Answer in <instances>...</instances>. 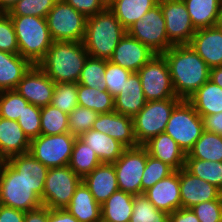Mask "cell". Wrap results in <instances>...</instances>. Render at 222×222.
I'll use <instances>...</instances> for the list:
<instances>
[{"label":"cell","instance_id":"6da1fadb","mask_svg":"<svg viewBox=\"0 0 222 222\" xmlns=\"http://www.w3.org/2000/svg\"><path fill=\"white\" fill-rule=\"evenodd\" d=\"M163 55L177 98L188 100L210 79V67L189 44L173 45Z\"/></svg>","mask_w":222,"mask_h":222},{"label":"cell","instance_id":"7a4b0ae2","mask_svg":"<svg viewBox=\"0 0 222 222\" xmlns=\"http://www.w3.org/2000/svg\"><path fill=\"white\" fill-rule=\"evenodd\" d=\"M88 57L83 42L54 41L37 65L54 83H77Z\"/></svg>","mask_w":222,"mask_h":222},{"label":"cell","instance_id":"3957f363","mask_svg":"<svg viewBox=\"0 0 222 222\" xmlns=\"http://www.w3.org/2000/svg\"><path fill=\"white\" fill-rule=\"evenodd\" d=\"M127 30L107 7L87 17L83 44L90 57L109 60Z\"/></svg>","mask_w":222,"mask_h":222},{"label":"cell","instance_id":"277c9868","mask_svg":"<svg viewBox=\"0 0 222 222\" xmlns=\"http://www.w3.org/2000/svg\"><path fill=\"white\" fill-rule=\"evenodd\" d=\"M14 25L19 54L37 65L46 55L54 40L46 18L37 16H10Z\"/></svg>","mask_w":222,"mask_h":222},{"label":"cell","instance_id":"5b68a950","mask_svg":"<svg viewBox=\"0 0 222 222\" xmlns=\"http://www.w3.org/2000/svg\"><path fill=\"white\" fill-rule=\"evenodd\" d=\"M0 205L24 212L43 206L41 198L7 161L0 170Z\"/></svg>","mask_w":222,"mask_h":222},{"label":"cell","instance_id":"8992f818","mask_svg":"<svg viewBox=\"0 0 222 222\" xmlns=\"http://www.w3.org/2000/svg\"><path fill=\"white\" fill-rule=\"evenodd\" d=\"M180 98L151 100L132 118L134 134L138 145H144L151 138L164 133L174 107Z\"/></svg>","mask_w":222,"mask_h":222},{"label":"cell","instance_id":"52a82bcc","mask_svg":"<svg viewBox=\"0 0 222 222\" xmlns=\"http://www.w3.org/2000/svg\"><path fill=\"white\" fill-rule=\"evenodd\" d=\"M203 131V119L188 100H181L174 107L165 129L186 155Z\"/></svg>","mask_w":222,"mask_h":222},{"label":"cell","instance_id":"ba28073f","mask_svg":"<svg viewBox=\"0 0 222 222\" xmlns=\"http://www.w3.org/2000/svg\"><path fill=\"white\" fill-rule=\"evenodd\" d=\"M46 22L54 41L83 42L87 17L64 0L56 1L46 16Z\"/></svg>","mask_w":222,"mask_h":222},{"label":"cell","instance_id":"9c48e42d","mask_svg":"<svg viewBox=\"0 0 222 222\" xmlns=\"http://www.w3.org/2000/svg\"><path fill=\"white\" fill-rule=\"evenodd\" d=\"M81 182L82 178L69 165L49 168L41 198L43 206L49 209H65Z\"/></svg>","mask_w":222,"mask_h":222},{"label":"cell","instance_id":"30bf717a","mask_svg":"<svg viewBox=\"0 0 222 222\" xmlns=\"http://www.w3.org/2000/svg\"><path fill=\"white\" fill-rule=\"evenodd\" d=\"M127 33L156 54H163L174 44L168 39L165 19L159 4L132 24Z\"/></svg>","mask_w":222,"mask_h":222},{"label":"cell","instance_id":"8fae6325","mask_svg":"<svg viewBox=\"0 0 222 222\" xmlns=\"http://www.w3.org/2000/svg\"><path fill=\"white\" fill-rule=\"evenodd\" d=\"M137 73L147 101L177 98L163 54L154 55Z\"/></svg>","mask_w":222,"mask_h":222},{"label":"cell","instance_id":"7c38bea8","mask_svg":"<svg viewBox=\"0 0 222 222\" xmlns=\"http://www.w3.org/2000/svg\"><path fill=\"white\" fill-rule=\"evenodd\" d=\"M75 135L66 132L59 135H43L31 140L29 152L48 168L69 165Z\"/></svg>","mask_w":222,"mask_h":222},{"label":"cell","instance_id":"4fadbf2b","mask_svg":"<svg viewBox=\"0 0 222 222\" xmlns=\"http://www.w3.org/2000/svg\"><path fill=\"white\" fill-rule=\"evenodd\" d=\"M148 151L143 145L126 148L113 163L119 190L132 195L142 194V174L146 167Z\"/></svg>","mask_w":222,"mask_h":222},{"label":"cell","instance_id":"5bb4252c","mask_svg":"<svg viewBox=\"0 0 222 222\" xmlns=\"http://www.w3.org/2000/svg\"><path fill=\"white\" fill-rule=\"evenodd\" d=\"M165 19L168 39L174 45L189 44L196 28L193 26L183 0H159Z\"/></svg>","mask_w":222,"mask_h":222},{"label":"cell","instance_id":"9a60e30c","mask_svg":"<svg viewBox=\"0 0 222 222\" xmlns=\"http://www.w3.org/2000/svg\"><path fill=\"white\" fill-rule=\"evenodd\" d=\"M55 83L38 66L32 65L19 81L16 91L30 104L38 107L50 105Z\"/></svg>","mask_w":222,"mask_h":222},{"label":"cell","instance_id":"2e32d148","mask_svg":"<svg viewBox=\"0 0 222 222\" xmlns=\"http://www.w3.org/2000/svg\"><path fill=\"white\" fill-rule=\"evenodd\" d=\"M154 55H156V53L149 47L126 32L114 49L109 61L135 73Z\"/></svg>","mask_w":222,"mask_h":222},{"label":"cell","instance_id":"e0dca14e","mask_svg":"<svg viewBox=\"0 0 222 222\" xmlns=\"http://www.w3.org/2000/svg\"><path fill=\"white\" fill-rule=\"evenodd\" d=\"M155 208L172 213L181 208L180 170L158 181L143 193Z\"/></svg>","mask_w":222,"mask_h":222},{"label":"cell","instance_id":"ac0fdd59","mask_svg":"<svg viewBox=\"0 0 222 222\" xmlns=\"http://www.w3.org/2000/svg\"><path fill=\"white\" fill-rule=\"evenodd\" d=\"M222 192L210 183L189 173L185 168L180 169L181 208L190 209L195 205L217 200Z\"/></svg>","mask_w":222,"mask_h":222},{"label":"cell","instance_id":"d6986e66","mask_svg":"<svg viewBox=\"0 0 222 222\" xmlns=\"http://www.w3.org/2000/svg\"><path fill=\"white\" fill-rule=\"evenodd\" d=\"M92 129L109 135L126 148L139 146L134 134L132 117L119 114L116 111L99 114Z\"/></svg>","mask_w":222,"mask_h":222},{"label":"cell","instance_id":"ffe728a7","mask_svg":"<svg viewBox=\"0 0 222 222\" xmlns=\"http://www.w3.org/2000/svg\"><path fill=\"white\" fill-rule=\"evenodd\" d=\"M189 45L210 67L222 66V30L217 27L197 29Z\"/></svg>","mask_w":222,"mask_h":222},{"label":"cell","instance_id":"44dd1931","mask_svg":"<svg viewBox=\"0 0 222 222\" xmlns=\"http://www.w3.org/2000/svg\"><path fill=\"white\" fill-rule=\"evenodd\" d=\"M82 181L88 187L95 201L100 205L118 191L117 175L113 164L102 163Z\"/></svg>","mask_w":222,"mask_h":222},{"label":"cell","instance_id":"7402d4cb","mask_svg":"<svg viewBox=\"0 0 222 222\" xmlns=\"http://www.w3.org/2000/svg\"><path fill=\"white\" fill-rule=\"evenodd\" d=\"M6 161L21 175L32 190L42 198L49 168L37 160L30 152L15 155Z\"/></svg>","mask_w":222,"mask_h":222},{"label":"cell","instance_id":"603a6c76","mask_svg":"<svg viewBox=\"0 0 222 222\" xmlns=\"http://www.w3.org/2000/svg\"><path fill=\"white\" fill-rule=\"evenodd\" d=\"M30 143L17 121L0 117V156L5 161L15 155L28 153Z\"/></svg>","mask_w":222,"mask_h":222},{"label":"cell","instance_id":"cb8c5ba5","mask_svg":"<svg viewBox=\"0 0 222 222\" xmlns=\"http://www.w3.org/2000/svg\"><path fill=\"white\" fill-rule=\"evenodd\" d=\"M143 146L151 157L161 160L174 170L184 168L186 154L177 142L165 132L151 138Z\"/></svg>","mask_w":222,"mask_h":222},{"label":"cell","instance_id":"d4e9b609","mask_svg":"<svg viewBox=\"0 0 222 222\" xmlns=\"http://www.w3.org/2000/svg\"><path fill=\"white\" fill-rule=\"evenodd\" d=\"M146 102L140 77L135 72L125 81L121 92L114 97V111L133 118Z\"/></svg>","mask_w":222,"mask_h":222},{"label":"cell","instance_id":"484cf974","mask_svg":"<svg viewBox=\"0 0 222 222\" xmlns=\"http://www.w3.org/2000/svg\"><path fill=\"white\" fill-rule=\"evenodd\" d=\"M32 65L19 53L0 51V91L16 89Z\"/></svg>","mask_w":222,"mask_h":222},{"label":"cell","instance_id":"4316f807","mask_svg":"<svg viewBox=\"0 0 222 222\" xmlns=\"http://www.w3.org/2000/svg\"><path fill=\"white\" fill-rule=\"evenodd\" d=\"M65 209L79 222H101V205L95 201L83 181Z\"/></svg>","mask_w":222,"mask_h":222},{"label":"cell","instance_id":"83f0119b","mask_svg":"<svg viewBox=\"0 0 222 222\" xmlns=\"http://www.w3.org/2000/svg\"><path fill=\"white\" fill-rule=\"evenodd\" d=\"M79 138L95 151L101 163L113 164L126 149L116 139L93 129L82 133Z\"/></svg>","mask_w":222,"mask_h":222},{"label":"cell","instance_id":"f1b7e54d","mask_svg":"<svg viewBox=\"0 0 222 222\" xmlns=\"http://www.w3.org/2000/svg\"><path fill=\"white\" fill-rule=\"evenodd\" d=\"M188 101L201 117L220 113L222 112V88L209 79Z\"/></svg>","mask_w":222,"mask_h":222},{"label":"cell","instance_id":"f546056e","mask_svg":"<svg viewBox=\"0 0 222 222\" xmlns=\"http://www.w3.org/2000/svg\"><path fill=\"white\" fill-rule=\"evenodd\" d=\"M134 195L122 190L114 192L101 204V222H129L133 212Z\"/></svg>","mask_w":222,"mask_h":222},{"label":"cell","instance_id":"4dcf8cb0","mask_svg":"<svg viewBox=\"0 0 222 222\" xmlns=\"http://www.w3.org/2000/svg\"><path fill=\"white\" fill-rule=\"evenodd\" d=\"M159 0H113L108 8L127 30L132 24L158 4Z\"/></svg>","mask_w":222,"mask_h":222},{"label":"cell","instance_id":"1f68e13d","mask_svg":"<svg viewBox=\"0 0 222 222\" xmlns=\"http://www.w3.org/2000/svg\"><path fill=\"white\" fill-rule=\"evenodd\" d=\"M196 29L214 27L222 0H183Z\"/></svg>","mask_w":222,"mask_h":222},{"label":"cell","instance_id":"d6a6232c","mask_svg":"<svg viewBox=\"0 0 222 222\" xmlns=\"http://www.w3.org/2000/svg\"><path fill=\"white\" fill-rule=\"evenodd\" d=\"M77 97L79 106L89 108L99 114L114 111V97L107 90L78 84Z\"/></svg>","mask_w":222,"mask_h":222},{"label":"cell","instance_id":"836d02e7","mask_svg":"<svg viewBox=\"0 0 222 222\" xmlns=\"http://www.w3.org/2000/svg\"><path fill=\"white\" fill-rule=\"evenodd\" d=\"M101 161L93 149L89 147L79 137L73 145L72 155L69 162V167L80 177L84 178L86 175L91 173Z\"/></svg>","mask_w":222,"mask_h":222},{"label":"cell","instance_id":"e575fe53","mask_svg":"<svg viewBox=\"0 0 222 222\" xmlns=\"http://www.w3.org/2000/svg\"><path fill=\"white\" fill-rule=\"evenodd\" d=\"M186 158L222 162V135L203 131Z\"/></svg>","mask_w":222,"mask_h":222},{"label":"cell","instance_id":"d590c367","mask_svg":"<svg viewBox=\"0 0 222 222\" xmlns=\"http://www.w3.org/2000/svg\"><path fill=\"white\" fill-rule=\"evenodd\" d=\"M184 168L222 192V162L186 158Z\"/></svg>","mask_w":222,"mask_h":222},{"label":"cell","instance_id":"8d00e7d4","mask_svg":"<svg viewBox=\"0 0 222 222\" xmlns=\"http://www.w3.org/2000/svg\"><path fill=\"white\" fill-rule=\"evenodd\" d=\"M69 115L50 105L41 107V134L59 135L69 131Z\"/></svg>","mask_w":222,"mask_h":222},{"label":"cell","instance_id":"74e56055","mask_svg":"<svg viewBox=\"0 0 222 222\" xmlns=\"http://www.w3.org/2000/svg\"><path fill=\"white\" fill-rule=\"evenodd\" d=\"M129 222H169V213L155 208L144 194L134 195Z\"/></svg>","mask_w":222,"mask_h":222},{"label":"cell","instance_id":"f35d334b","mask_svg":"<svg viewBox=\"0 0 222 222\" xmlns=\"http://www.w3.org/2000/svg\"><path fill=\"white\" fill-rule=\"evenodd\" d=\"M106 60L88 57L81 71L78 84L106 90L105 82Z\"/></svg>","mask_w":222,"mask_h":222},{"label":"cell","instance_id":"ab89813d","mask_svg":"<svg viewBox=\"0 0 222 222\" xmlns=\"http://www.w3.org/2000/svg\"><path fill=\"white\" fill-rule=\"evenodd\" d=\"M78 83H55L51 105L68 115L78 106Z\"/></svg>","mask_w":222,"mask_h":222},{"label":"cell","instance_id":"60d3db41","mask_svg":"<svg viewBox=\"0 0 222 222\" xmlns=\"http://www.w3.org/2000/svg\"><path fill=\"white\" fill-rule=\"evenodd\" d=\"M29 102L16 89L0 91V117L17 121Z\"/></svg>","mask_w":222,"mask_h":222},{"label":"cell","instance_id":"b9f144b4","mask_svg":"<svg viewBox=\"0 0 222 222\" xmlns=\"http://www.w3.org/2000/svg\"><path fill=\"white\" fill-rule=\"evenodd\" d=\"M175 170L161 160L147 156L146 167L142 174V194L158 181L172 174Z\"/></svg>","mask_w":222,"mask_h":222},{"label":"cell","instance_id":"7bdbcfd3","mask_svg":"<svg viewBox=\"0 0 222 222\" xmlns=\"http://www.w3.org/2000/svg\"><path fill=\"white\" fill-rule=\"evenodd\" d=\"M57 0H19L8 12L10 16H37L46 18Z\"/></svg>","mask_w":222,"mask_h":222},{"label":"cell","instance_id":"ee69618b","mask_svg":"<svg viewBox=\"0 0 222 222\" xmlns=\"http://www.w3.org/2000/svg\"><path fill=\"white\" fill-rule=\"evenodd\" d=\"M98 115L99 113L78 105L69 114L68 122L70 133L79 137L82 133L92 129Z\"/></svg>","mask_w":222,"mask_h":222},{"label":"cell","instance_id":"f6af8a7d","mask_svg":"<svg viewBox=\"0 0 222 222\" xmlns=\"http://www.w3.org/2000/svg\"><path fill=\"white\" fill-rule=\"evenodd\" d=\"M17 122L31 141L41 135V107L28 104Z\"/></svg>","mask_w":222,"mask_h":222},{"label":"cell","instance_id":"bcb514c9","mask_svg":"<svg viewBox=\"0 0 222 222\" xmlns=\"http://www.w3.org/2000/svg\"><path fill=\"white\" fill-rule=\"evenodd\" d=\"M132 74L129 70L106 60L105 82L106 90L116 97L125 85V81Z\"/></svg>","mask_w":222,"mask_h":222},{"label":"cell","instance_id":"7dc6e473","mask_svg":"<svg viewBox=\"0 0 222 222\" xmlns=\"http://www.w3.org/2000/svg\"><path fill=\"white\" fill-rule=\"evenodd\" d=\"M0 51L19 53L13 22L8 13H0Z\"/></svg>","mask_w":222,"mask_h":222},{"label":"cell","instance_id":"c3c4849f","mask_svg":"<svg viewBox=\"0 0 222 222\" xmlns=\"http://www.w3.org/2000/svg\"><path fill=\"white\" fill-rule=\"evenodd\" d=\"M190 209L200 222H222V195L217 200L205 201Z\"/></svg>","mask_w":222,"mask_h":222},{"label":"cell","instance_id":"681fc988","mask_svg":"<svg viewBox=\"0 0 222 222\" xmlns=\"http://www.w3.org/2000/svg\"><path fill=\"white\" fill-rule=\"evenodd\" d=\"M71 5L77 12L86 17L93 16L108 7L104 0H64Z\"/></svg>","mask_w":222,"mask_h":222},{"label":"cell","instance_id":"f907efd6","mask_svg":"<svg viewBox=\"0 0 222 222\" xmlns=\"http://www.w3.org/2000/svg\"><path fill=\"white\" fill-rule=\"evenodd\" d=\"M204 131L222 135V112L202 116Z\"/></svg>","mask_w":222,"mask_h":222},{"label":"cell","instance_id":"816d5d0a","mask_svg":"<svg viewBox=\"0 0 222 222\" xmlns=\"http://www.w3.org/2000/svg\"><path fill=\"white\" fill-rule=\"evenodd\" d=\"M25 212L0 205V222H24Z\"/></svg>","mask_w":222,"mask_h":222},{"label":"cell","instance_id":"f5cc1de1","mask_svg":"<svg viewBox=\"0 0 222 222\" xmlns=\"http://www.w3.org/2000/svg\"><path fill=\"white\" fill-rule=\"evenodd\" d=\"M169 222H200L191 209L180 208L169 214Z\"/></svg>","mask_w":222,"mask_h":222},{"label":"cell","instance_id":"db71d44e","mask_svg":"<svg viewBox=\"0 0 222 222\" xmlns=\"http://www.w3.org/2000/svg\"><path fill=\"white\" fill-rule=\"evenodd\" d=\"M48 222H79L66 209H49Z\"/></svg>","mask_w":222,"mask_h":222},{"label":"cell","instance_id":"11a10c76","mask_svg":"<svg viewBox=\"0 0 222 222\" xmlns=\"http://www.w3.org/2000/svg\"><path fill=\"white\" fill-rule=\"evenodd\" d=\"M24 222H48V208L41 206L35 210L25 212Z\"/></svg>","mask_w":222,"mask_h":222},{"label":"cell","instance_id":"9f6ffc18","mask_svg":"<svg viewBox=\"0 0 222 222\" xmlns=\"http://www.w3.org/2000/svg\"><path fill=\"white\" fill-rule=\"evenodd\" d=\"M210 80L222 88V66L210 68Z\"/></svg>","mask_w":222,"mask_h":222},{"label":"cell","instance_id":"6f0895ef","mask_svg":"<svg viewBox=\"0 0 222 222\" xmlns=\"http://www.w3.org/2000/svg\"><path fill=\"white\" fill-rule=\"evenodd\" d=\"M19 0H0V12L8 13Z\"/></svg>","mask_w":222,"mask_h":222},{"label":"cell","instance_id":"680465c9","mask_svg":"<svg viewBox=\"0 0 222 222\" xmlns=\"http://www.w3.org/2000/svg\"><path fill=\"white\" fill-rule=\"evenodd\" d=\"M215 27L222 30V3L220 4V7H219V12H218V15H217Z\"/></svg>","mask_w":222,"mask_h":222},{"label":"cell","instance_id":"91938a15","mask_svg":"<svg viewBox=\"0 0 222 222\" xmlns=\"http://www.w3.org/2000/svg\"><path fill=\"white\" fill-rule=\"evenodd\" d=\"M4 161L5 160L0 156V170H1V167H2Z\"/></svg>","mask_w":222,"mask_h":222},{"label":"cell","instance_id":"94428289","mask_svg":"<svg viewBox=\"0 0 222 222\" xmlns=\"http://www.w3.org/2000/svg\"><path fill=\"white\" fill-rule=\"evenodd\" d=\"M105 1V3L108 5V4H110L113 0H104Z\"/></svg>","mask_w":222,"mask_h":222}]
</instances>
